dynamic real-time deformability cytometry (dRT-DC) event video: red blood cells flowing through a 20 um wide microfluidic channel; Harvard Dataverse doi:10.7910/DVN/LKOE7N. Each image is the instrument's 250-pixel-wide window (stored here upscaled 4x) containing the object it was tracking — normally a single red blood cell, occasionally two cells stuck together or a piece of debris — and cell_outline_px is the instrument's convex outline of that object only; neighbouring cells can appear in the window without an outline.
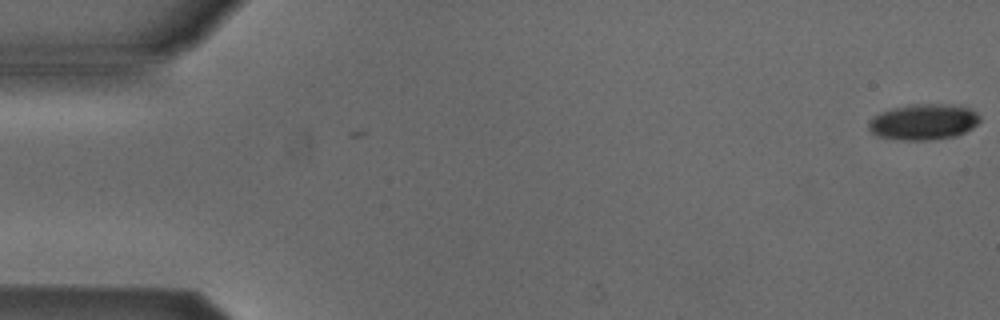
{"species": "Egyptian fruit bat (a non-hibernating species)", "species_latin": "Rousettus aegyptiacus", "temperature_condition": "cold", "stored_images_in_passage": 3, "camera_frame_rate_fps": 3000, "um_per_image_px": 0.085, "animal": {"sex": "male"}, "frame": {"image": 1, "passage_image": 3, "time_ms": 0.667, "image_size_px": [1000, 320], "cell_outline_px": [[980, 120], [972, 128], [956, 136], [928, 140], [900, 140], [876, 136], [868, 128], [868, 124], [876, 116], [884, 112], [896, 108], [916, 104], [940, 104], [968, 108], [976, 112], [980, 116]], "centroid_in_image_um": [78.52, 10.39], "position_along_channel_um": 6.5, "area_um2": 22.72}}